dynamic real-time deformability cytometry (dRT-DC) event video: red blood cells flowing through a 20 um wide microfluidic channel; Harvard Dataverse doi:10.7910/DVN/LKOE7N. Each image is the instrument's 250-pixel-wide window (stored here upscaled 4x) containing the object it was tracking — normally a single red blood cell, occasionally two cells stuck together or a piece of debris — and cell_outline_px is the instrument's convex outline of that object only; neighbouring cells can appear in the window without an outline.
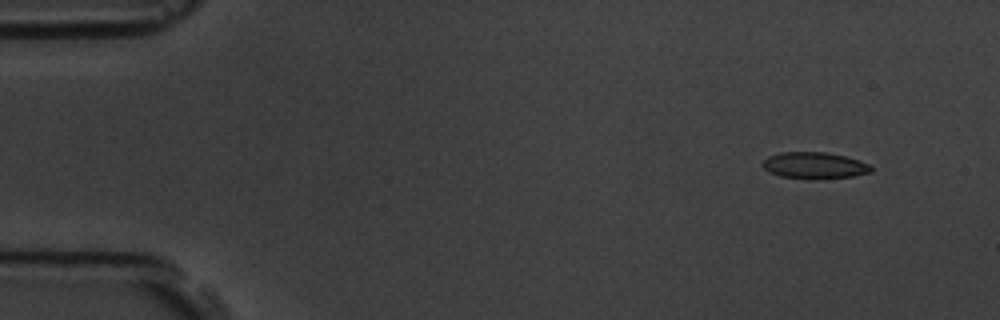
{"species": "common noctule bat (a hibernating species)", "species_latin": "Nyctalus noctula", "temperature_condition": "room temperature", "stored_images_in_passage": 8, "camera_frame_rate_fps": 3000, "um_per_image_px": 0.085, "animal": {"sex": "male", "body_mass_g": 19.5, "forearm_length_mm": 54.6}, "frame": {"image": 1, "passage_image": 2, "time_ms": 1.0, "image_size_px": [1000, 320], "cell_outline_px": [[872, 172], [852, 176], [780, 176], [768, 172], [760, 164], [768, 156], [780, 152], [824, 152], [844, 156], [860, 160], [868, 164], [872, 168]], "centroid_in_image_um": [69.19, 14.01], "position_along_channel_um": 15.8, "area_um2": 15.9}}
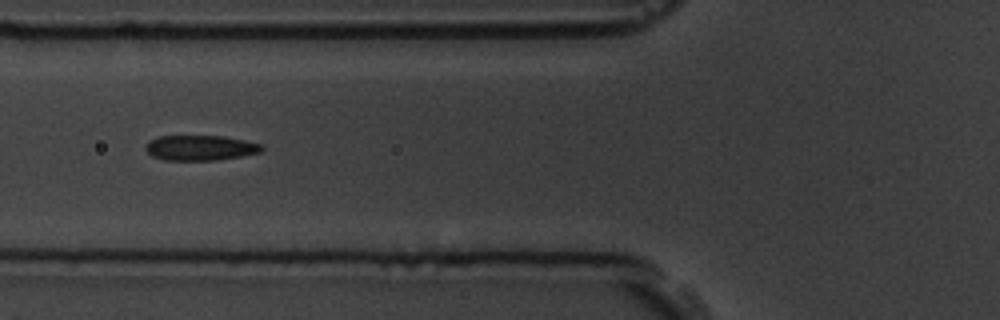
{"frame": {"image": 2, "passage_image": 6, "time_ms": 6.333, "image_size_px": [1000, 320], "cell_outline_px": [[264, 148], [260, 152], [240, 156], [216, 160], [164, 160], [152, 156], [144, 148], [152, 140], [160, 136], [224, 136], [244, 140], [260, 144]], "centroid_in_image_um": [17.03, 12.57], "position_along_channel_um": 108.8, "area_um2": 16.82}}
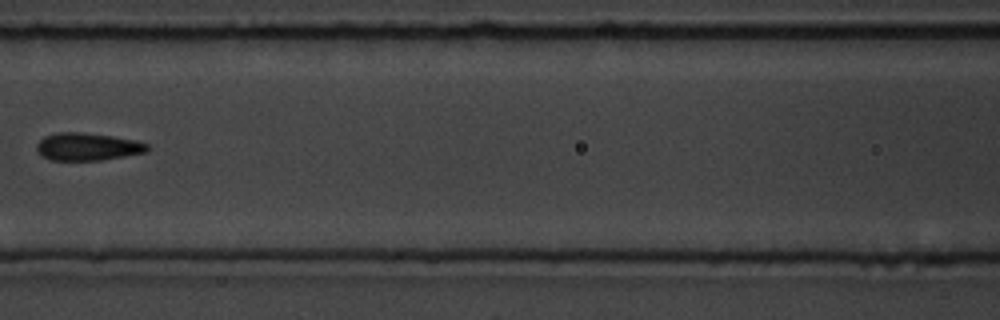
{"frame": {"image": 3, "passage_image": 7, "time_ms": 7.667, "image_size_px": [1000, 320], "cell_outline_px": [[148, 152], [100, 160], [52, 160], [40, 156], [36, 148], [36, 144], [44, 136], [56, 132], [80, 132], [112, 136], [136, 140], [148, 144]], "centroid_in_image_um": [7.41, 12.46], "position_along_channel_um": 159.2, "area_um2": 17.86}}